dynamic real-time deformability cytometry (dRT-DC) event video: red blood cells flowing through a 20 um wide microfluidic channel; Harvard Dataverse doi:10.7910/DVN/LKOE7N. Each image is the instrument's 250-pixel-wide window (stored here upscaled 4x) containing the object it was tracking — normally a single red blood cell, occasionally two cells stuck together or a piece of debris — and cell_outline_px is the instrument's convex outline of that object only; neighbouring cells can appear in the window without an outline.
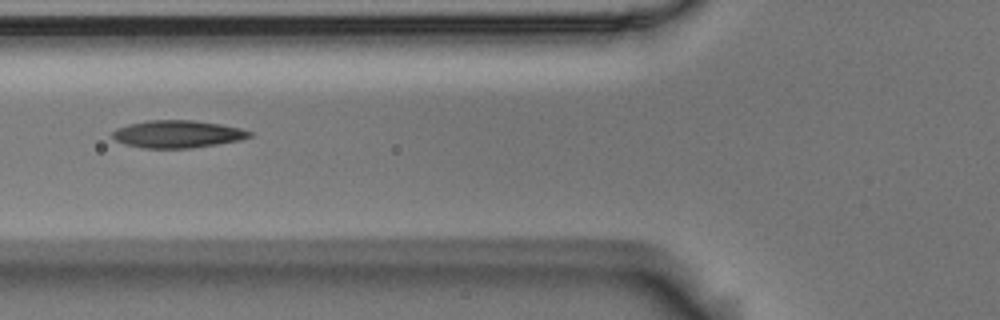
{"species": "Egyptian fruit bat (a non-hibernating species)", "species_latin": "Rousettus aegyptiacus", "temperature_condition": "room temperature", "stored_images_in_passage": 5, "camera_frame_rate_fps": 3000, "um_per_image_px": 0.085, "animal": {"sex": "male"}, "frame": {"image": 1, "passage_image": 3, "time_ms": 0.667, "image_size_px": [1000, 320], "cell_outline_px": [[252, 136], [240, 140], [192, 148], [144, 148], [124, 144], [116, 140], [112, 136], [112, 132], [116, 128], [128, 124], [148, 120], [192, 120], [220, 124], [240, 128], [252, 132]], "centroid_in_image_um": [15.07, 11.39], "position_along_channel_um": 110.7, "area_um2": 21.91}}
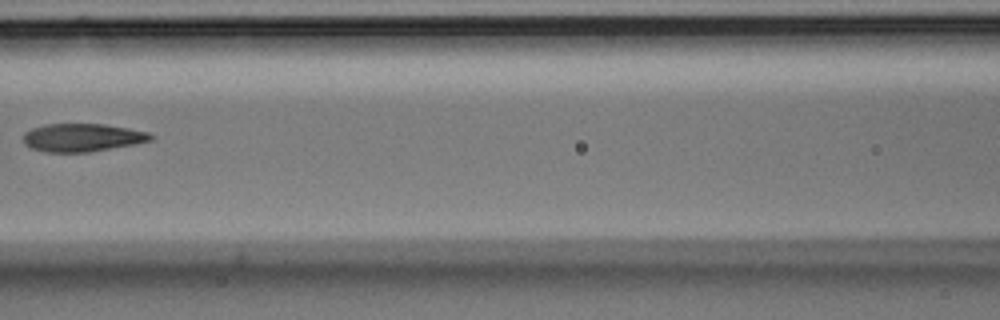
{"frame": {"image": 2, "passage_image": 4, "time_ms": 1.0, "image_size_px": [1000, 320], "cell_outline_px": [[156, 136], [152, 140], [132, 144], [88, 152], [48, 152], [32, 148], [24, 144], [24, 132], [32, 128], [44, 124], [104, 124], [128, 128], [148, 132]], "centroid_in_image_um": [6.99, 11.68], "position_along_channel_um": 159.6, "area_um2": 20.69}}
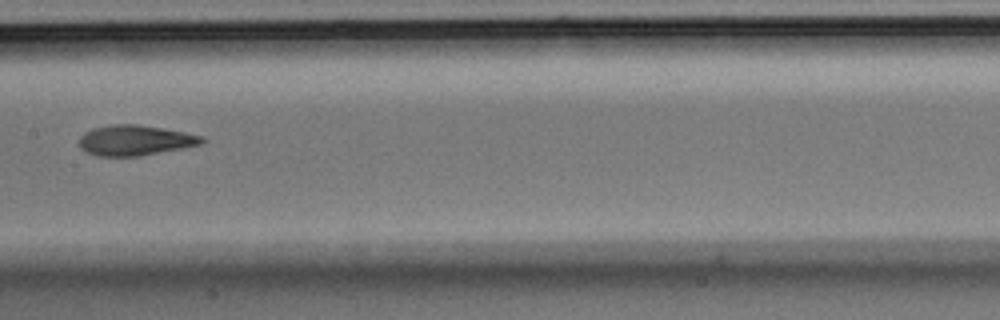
{"frame": {"image": 3, "passage_image": 5, "time_ms": 1.333, "image_size_px": [1000, 320], "cell_outline_px": [[208, 140], [204, 144], [184, 148], [140, 156], [96, 156], [80, 148], [80, 136], [84, 132], [92, 128], [112, 124], [136, 124], [164, 128], [204, 136]], "centroid_in_image_um": [11.53, 11.92], "position_along_channel_um": 195.9, "area_um2": 21.96}}